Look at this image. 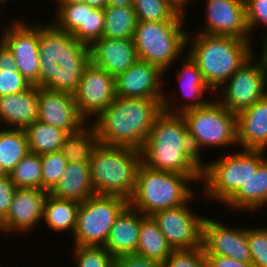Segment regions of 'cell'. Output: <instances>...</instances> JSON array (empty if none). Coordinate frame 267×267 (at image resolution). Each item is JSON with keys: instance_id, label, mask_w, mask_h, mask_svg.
I'll use <instances>...</instances> for the list:
<instances>
[{"instance_id": "obj_15", "label": "cell", "mask_w": 267, "mask_h": 267, "mask_svg": "<svg viewBox=\"0 0 267 267\" xmlns=\"http://www.w3.org/2000/svg\"><path fill=\"white\" fill-rule=\"evenodd\" d=\"M204 12L206 25L203 24L204 28L197 33L253 39L247 25L244 0H206Z\"/></svg>"}, {"instance_id": "obj_12", "label": "cell", "mask_w": 267, "mask_h": 267, "mask_svg": "<svg viewBox=\"0 0 267 267\" xmlns=\"http://www.w3.org/2000/svg\"><path fill=\"white\" fill-rule=\"evenodd\" d=\"M157 211L151 215L173 250L202 246V224L205 216L193 212L189 202Z\"/></svg>"}, {"instance_id": "obj_24", "label": "cell", "mask_w": 267, "mask_h": 267, "mask_svg": "<svg viewBox=\"0 0 267 267\" xmlns=\"http://www.w3.org/2000/svg\"><path fill=\"white\" fill-rule=\"evenodd\" d=\"M144 217L145 215L130 205L120 213L104 245L114 258L136 253L141 220Z\"/></svg>"}, {"instance_id": "obj_47", "label": "cell", "mask_w": 267, "mask_h": 267, "mask_svg": "<svg viewBox=\"0 0 267 267\" xmlns=\"http://www.w3.org/2000/svg\"><path fill=\"white\" fill-rule=\"evenodd\" d=\"M264 36L262 38L263 41V47H262V53L261 56H259V58L257 59L260 64L265 68V70L267 71V31L263 32Z\"/></svg>"}, {"instance_id": "obj_36", "label": "cell", "mask_w": 267, "mask_h": 267, "mask_svg": "<svg viewBox=\"0 0 267 267\" xmlns=\"http://www.w3.org/2000/svg\"><path fill=\"white\" fill-rule=\"evenodd\" d=\"M57 12L52 23L67 33L72 34L77 28H85L86 3L57 4Z\"/></svg>"}, {"instance_id": "obj_21", "label": "cell", "mask_w": 267, "mask_h": 267, "mask_svg": "<svg viewBox=\"0 0 267 267\" xmlns=\"http://www.w3.org/2000/svg\"><path fill=\"white\" fill-rule=\"evenodd\" d=\"M89 51L90 63L113 77L125 72L138 60L133 38L101 37L89 46Z\"/></svg>"}, {"instance_id": "obj_40", "label": "cell", "mask_w": 267, "mask_h": 267, "mask_svg": "<svg viewBox=\"0 0 267 267\" xmlns=\"http://www.w3.org/2000/svg\"><path fill=\"white\" fill-rule=\"evenodd\" d=\"M162 267H207L203 246L192 249L172 250Z\"/></svg>"}, {"instance_id": "obj_50", "label": "cell", "mask_w": 267, "mask_h": 267, "mask_svg": "<svg viewBox=\"0 0 267 267\" xmlns=\"http://www.w3.org/2000/svg\"><path fill=\"white\" fill-rule=\"evenodd\" d=\"M56 4H73V3H83L84 0H54Z\"/></svg>"}, {"instance_id": "obj_8", "label": "cell", "mask_w": 267, "mask_h": 267, "mask_svg": "<svg viewBox=\"0 0 267 267\" xmlns=\"http://www.w3.org/2000/svg\"><path fill=\"white\" fill-rule=\"evenodd\" d=\"M184 21H138L133 40L138 60L158 66L164 73L185 53L188 33Z\"/></svg>"}, {"instance_id": "obj_51", "label": "cell", "mask_w": 267, "mask_h": 267, "mask_svg": "<svg viewBox=\"0 0 267 267\" xmlns=\"http://www.w3.org/2000/svg\"><path fill=\"white\" fill-rule=\"evenodd\" d=\"M3 27V29H0V30H2V32H1V34H0V46L2 45V43H4V40H3V35H4V28L6 27V25L5 26H2Z\"/></svg>"}, {"instance_id": "obj_23", "label": "cell", "mask_w": 267, "mask_h": 267, "mask_svg": "<svg viewBox=\"0 0 267 267\" xmlns=\"http://www.w3.org/2000/svg\"><path fill=\"white\" fill-rule=\"evenodd\" d=\"M37 118V86L32 85L24 92L0 97V124H4L1 127L25 129Z\"/></svg>"}, {"instance_id": "obj_44", "label": "cell", "mask_w": 267, "mask_h": 267, "mask_svg": "<svg viewBox=\"0 0 267 267\" xmlns=\"http://www.w3.org/2000/svg\"><path fill=\"white\" fill-rule=\"evenodd\" d=\"M115 267H162V265L150 258L131 253L116 257Z\"/></svg>"}, {"instance_id": "obj_32", "label": "cell", "mask_w": 267, "mask_h": 267, "mask_svg": "<svg viewBox=\"0 0 267 267\" xmlns=\"http://www.w3.org/2000/svg\"><path fill=\"white\" fill-rule=\"evenodd\" d=\"M102 37L110 39L133 38L137 25L133 6H111L104 8Z\"/></svg>"}, {"instance_id": "obj_5", "label": "cell", "mask_w": 267, "mask_h": 267, "mask_svg": "<svg viewBox=\"0 0 267 267\" xmlns=\"http://www.w3.org/2000/svg\"><path fill=\"white\" fill-rule=\"evenodd\" d=\"M142 164L141 151L99 144L90 158L91 183L95 194L130 199Z\"/></svg>"}, {"instance_id": "obj_2", "label": "cell", "mask_w": 267, "mask_h": 267, "mask_svg": "<svg viewBox=\"0 0 267 267\" xmlns=\"http://www.w3.org/2000/svg\"><path fill=\"white\" fill-rule=\"evenodd\" d=\"M39 56V87L72 94L90 63L89 45L52 22L39 24Z\"/></svg>"}, {"instance_id": "obj_11", "label": "cell", "mask_w": 267, "mask_h": 267, "mask_svg": "<svg viewBox=\"0 0 267 267\" xmlns=\"http://www.w3.org/2000/svg\"><path fill=\"white\" fill-rule=\"evenodd\" d=\"M254 55L246 61L218 89L220 99H216L235 114L251 107L267 95V71ZM227 83V84H226Z\"/></svg>"}, {"instance_id": "obj_26", "label": "cell", "mask_w": 267, "mask_h": 267, "mask_svg": "<svg viewBox=\"0 0 267 267\" xmlns=\"http://www.w3.org/2000/svg\"><path fill=\"white\" fill-rule=\"evenodd\" d=\"M225 206L235 212L241 210L250 213L267 207V159Z\"/></svg>"}, {"instance_id": "obj_38", "label": "cell", "mask_w": 267, "mask_h": 267, "mask_svg": "<svg viewBox=\"0 0 267 267\" xmlns=\"http://www.w3.org/2000/svg\"><path fill=\"white\" fill-rule=\"evenodd\" d=\"M104 22V9L94 8L86 3L85 28H77L72 35L77 41L90 46L102 37Z\"/></svg>"}, {"instance_id": "obj_29", "label": "cell", "mask_w": 267, "mask_h": 267, "mask_svg": "<svg viewBox=\"0 0 267 267\" xmlns=\"http://www.w3.org/2000/svg\"><path fill=\"white\" fill-rule=\"evenodd\" d=\"M99 144L94 126L87 123L79 131L67 134L60 152L67 162L90 163V158Z\"/></svg>"}, {"instance_id": "obj_10", "label": "cell", "mask_w": 267, "mask_h": 267, "mask_svg": "<svg viewBox=\"0 0 267 267\" xmlns=\"http://www.w3.org/2000/svg\"><path fill=\"white\" fill-rule=\"evenodd\" d=\"M128 205L126 198L97 194L81 202L73 245L104 247L111 227Z\"/></svg>"}, {"instance_id": "obj_20", "label": "cell", "mask_w": 267, "mask_h": 267, "mask_svg": "<svg viewBox=\"0 0 267 267\" xmlns=\"http://www.w3.org/2000/svg\"><path fill=\"white\" fill-rule=\"evenodd\" d=\"M184 59H182V68L180 70H176V79L178 80V83L180 84V92L182 93V96L186 99L183 101V104L177 102L173 104V102L170 100L169 96L171 94L164 93L162 105H163V111L170 113V114H181L189 109L193 108H199L207 105L210 100L204 99V94L207 95L206 92H212L213 90L206 84V82L203 79L202 73L198 68L197 63L190 57L188 53L184 55ZM204 99V100H203ZM178 106V107H177Z\"/></svg>"}, {"instance_id": "obj_41", "label": "cell", "mask_w": 267, "mask_h": 267, "mask_svg": "<svg viewBox=\"0 0 267 267\" xmlns=\"http://www.w3.org/2000/svg\"><path fill=\"white\" fill-rule=\"evenodd\" d=\"M247 239L254 267H267V227H248Z\"/></svg>"}, {"instance_id": "obj_27", "label": "cell", "mask_w": 267, "mask_h": 267, "mask_svg": "<svg viewBox=\"0 0 267 267\" xmlns=\"http://www.w3.org/2000/svg\"><path fill=\"white\" fill-rule=\"evenodd\" d=\"M80 203L72 200L59 199L48 194L43 211V220L45 228L51 229V232H62L64 231L71 236L73 235L76 223L77 214Z\"/></svg>"}, {"instance_id": "obj_48", "label": "cell", "mask_w": 267, "mask_h": 267, "mask_svg": "<svg viewBox=\"0 0 267 267\" xmlns=\"http://www.w3.org/2000/svg\"><path fill=\"white\" fill-rule=\"evenodd\" d=\"M84 2L94 8L104 9L107 6V0H84Z\"/></svg>"}, {"instance_id": "obj_49", "label": "cell", "mask_w": 267, "mask_h": 267, "mask_svg": "<svg viewBox=\"0 0 267 267\" xmlns=\"http://www.w3.org/2000/svg\"><path fill=\"white\" fill-rule=\"evenodd\" d=\"M133 0H107V5L111 6H132Z\"/></svg>"}, {"instance_id": "obj_14", "label": "cell", "mask_w": 267, "mask_h": 267, "mask_svg": "<svg viewBox=\"0 0 267 267\" xmlns=\"http://www.w3.org/2000/svg\"><path fill=\"white\" fill-rule=\"evenodd\" d=\"M73 96L80 115L88 122L113 103L116 98L115 77L89 63Z\"/></svg>"}, {"instance_id": "obj_43", "label": "cell", "mask_w": 267, "mask_h": 267, "mask_svg": "<svg viewBox=\"0 0 267 267\" xmlns=\"http://www.w3.org/2000/svg\"><path fill=\"white\" fill-rule=\"evenodd\" d=\"M16 189L9 174H0V221L7 215Z\"/></svg>"}, {"instance_id": "obj_1", "label": "cell", "mask_w": 267, "mask_h": 267, "mask_svg": "<svg viewBox=\"0 0 267 267\" xmlns=\"http://www.w3.org/2000/svg\"><path fill=\"white\" fill-rule=\"evenodd\" d=\"M142 164L153 170L188 175L202 182L203 163L196 156L181 114L163 111L141 148Z\"/></svg>"}, {"instance_id": "obj_30", "label": "cell", "mask_w": 267, "mask_h": 267, "mask_svg": "<svg viewBox=\"0 0 267 267\" xmlns=\"http://www.w3.org/2000/svg\"><path fill=\"white\" fill-rule=\"evenodd\" d=\"M29 152L24 129L0 130V174H10Z\"/></svg>"}, {"instance_id": "obj_46", "label": "cell", "mask_w": 267, "mask_h": 267, "mask_svg": "<svg viewBox=\"0 0 267 267\" xmlns=\"http://www.w3.org/2000/svg\"><path fill=\"white\" fill-rule=\"evenodd\" d=\"M168 4L170 7L176 12L177 15L183 16L186 18V8L187 5L191 2L192 0H167Z\"/></svg>"}, {"instance_id": "obj_18", "label": "cell", "mask_w": 267, "mask_h": 267, "mask_svg": "<svg viewBox=\"0 0 267 267\" xmlns=\"http://www.w3.org/2000/svg\"><path fill=\"white\" fill-rule=\"evenodd\" d=\"M163 75L165 73L158 66L137 60L115 77V94L123 98L163 100Z\"/></svg>"}, {"instance_id": "obj_25", "label": "cell", "mask_w": 267, "mask_h": 267, "mask_svg": "<svg viewBox=\"0 0 267 267\" xmlns=\"http://www.w3.org/2000/svg\"><path fill=\"white\" fill-rule=\"evenodd\" d=\"M49 194L78 203L95 195L91 183L90 163L67 162L63 176Z\"/></svg>"}, {"instance_id": "obj_19", "label": "cell", "mask_w": 267, "mask_h": 267, "mask_svg": "<svg viewBox=\"0 0 267 267\" xmlns=\"http://www.w3.org/2000/svg\"><path fill=\"white\" fill-rule=\"evenodd\" d=\"M37 120L64 130L79 131L88 122L80 115L72 93L51 91L38 87Z\"/></svg>"}, {"instance_id": "obj_16", "label": "cell", "mask_w": 267, "mask_h": 267, "mask_svg": "<svg viewBox=\"0 0 267 267\" xmlns=\"http://www.w3.org/2000/svg\"><path fill=\"white\" fill-rule=\"evenodd\" d=\"M202 246L205 255H221L243 263L252 261L247 228L244 227H229L205 216L202 224Z\"/></svg>"}, {"instance_id": "obj_17", "label": "cell", "mask_w": 267, "mask_h": 267, "mask_svg": "<svg viewBox=\"0 0 267 267\" xmlns=\"http://www.w3.org/2000/svg\"><path fill=\"white\" fill-rule=\"evenodd\" d=\"M48 194V191L38 188H17L7 215L0 221V233L27 234L33 231L40 220H43Z\"/></svg>"}, {"instance_id": "obj_7", "label": "cell", "mask_w": 267, "mask_h": 267, "mask_svg": "<svg viewBox=\"0 0 267 267\" xmlns=\"http://www.w3.org/2000/svg\"><path fill=\"white\" fill-rule=\"evenodd\" d=\"M242 150L203 163L202 196L225 205L267 159L265 150Z\"/></svg>"}, {"instance_id": "obj_52", "label": "cell", "mask_w": 267, "mask_h": 267, "mask_svg": "<svg viewBox=\"0 0 267 267\" xmlns=\"http://www.w3.org/2000/svg\"><path fill=\"white\" fill-rule=\"evenodd\" d=\"M6 2H10V1H9V0H0V6L4 7L3 5H4Z\"/></svg>"}, {"instance_id": "obj_3", "label": "cell", "mask_w": 267, "mask_h": 267, "mask_svg": "<svg viewBox=\"0 0 267 267\" xmlns=\"http://www.w3.org/2000/svg\"><path fill=\"white\" fill-rule=\"evenodd\" d=\"M162 112V100L116 96L113 103L91 123L100 144L141 150Z\"/></svg>"}, {"instance_id": "obj_31", "label": "cell", "mask_w": 267, "mask_h": 267, "mask_svg": "<svg viewBox=\"0 0 267 267\" xmlns=\"http://www.w3.org/2000/svg\"><path fill=\"white\" fill-rule=\"evenodd\" d=\"M24 130L29 151L38 155L60 151L63 140L67 137L64 130L42 123L39 120H36Z\"/></svg>"}, {"instance_id": "obj_37", "label": "cell", "mask_w": 267, "mask_h": 267, "mask_svg": "<svg viewBox=\"0 0 267 267\" xmlns=\"http://www.w3.org/2000/svg\"><path fill=\"white\" fill-rule=\"evenodd\" d=\"M75 267H115V258L102 246L73 245Z\"/></svg>"}, {"instance_id": "obj_13", "label": "cell", "mask_w": 267, "mask_h": 267, "mask_svg": "<svg viewBox=\"0 0 267 267\" xmlns=\"http://www.w3.org/2000/svg\"><path fill=\"white\" fill-rule=\"evenodd\" d=\"M19 20L6 24L3 40L14 55L18 71L39 87V23L30 25Z\"/></svg>"}, {"instance_id": "obj_9", "label": "cell", "mask_w": 267, "mask_h": 267, "mask_svg": "<svg viewBox=\"0 0 267 267\" xmlns=\"http://www.w3.org/2000/svg\"><path fill=\"white\" fill-rule=\"evenodd\" d=\"M181 115L193 150L200 161H203L202 151L207 148L238 147L236 114L217 100H211L203 107L189 109Z\"/></svg>"}, {"instance_id": "obj_45", "label": "cell", "mask_w": 267, "mask_h": 267, "mask_svg": "<svg viewBox=\"0 0 267 267\" xmlns=\"http://www.w3.org/2000/svg\"><path fill=\"white\" fill-rule=\"evenodd\" d=\"M207 267H254L252 262L243 263L221 255H205Z\"/></svg>"}, {"instance_id": "obj_39", "label": "cell", "mask_w": 267, "mask_h": 267, "mask_svg": "<svg viewBox=\"0 0 267 267\" xmlns=\"http://www.w3.org/2000/svg\"><path fill=\"white\" fill-rule=\"evenodd\" d=\"M41 164L42 189L50 192L63 176L67 160L58 151L41 155Z\"/></svg>"}, {"instance_id": "obj_6", "label": "cell", "mask_w": 267, "mask_h": 267, "mask_svg": "<svg viewBox=\"0 0 267 267\" xmlns=\"http://www.w3.org/2000/svg\"><path fill=\"white\" fill-rule=\"evenodd\" d=\"M193 182L188 175L153 170L141 164L129 205L151 216L157 211L186 204L195 196V189L190 187Z\"/></svg>"}, {"instance_id": "obj_22", "label": "cell", "mask_w": 267, "mask_h": 267, "mask_svg": "<svg viewBox=\"0 0 267 267\" xmlns=\"http://www.w3.org/2000/svg\"><path fill=\"white\" fill-rule=\"evenodd\" d=\"M236 127L241 148L267 150V95L236 114Z\"/></svg>"}, {"instance_id": "obj_42", "label": "cell", "mask_w": 267, "mask_h": 267, "mask_svg": "<svg viewBox=\"0 0 267 267\" xmlns=\"http://www.w3.org/2000/svg\"><path fill=\"white\" fill-rule=\"evenodd\" d=\"M250 35L260 25L267 29V0H244ZM259 25V26H258ZM267 31V30H265Z\"/></svg>"}, {"instance_id": "obj_4", "label": "cell", "mask_w": 267, "mask_h": 267, "mask_svg": "<svg viewBox=\"0 0 267 267\" xmlns=\"http://www.w3.org/2000/svg\"><path fill=\"white\" fill-rule=\"evenodd\" d=\"M196 35L192 37L188 32L187 46L190 47L186 51L197 63L206 84L216 93L254 55L255 49L251 47V40L197 32Z\"/></svg>"}, {"instance_id": "obj_34", "label": "cell", "mask_w": 267, "mask_h": 267, "mask_svg": "<svg viewBox=\"0 0 267 267\" xmlns=\"http://www.w3.org/2000/svg\"><path fill=\"white\" fill-rule=\"evenodd\" d=\"M9 175L17 188L42 189L41 155L29 152Z\"/></svg>"}, {"instance_id": "obj_35", "label": "cell", "mask_w": 267, "mask_h": 267, "mask_svg": "<svg viewBox=\"0 0 267 267\" xmlns=\"http://www.w3.org/2000/svg\"><path fill=\"white\" fill-rule=\"evenodd\" d=\"M132 6L136 13L137 21L159 22L186 20L185 17L176 14L167 0H133Z\"/></svg>"}, {"instance_id": "obj_28", "label": "cell", "mask_w": 267, "mask_h": 267, "mask_svg": "<svg viewBox=\"0 0 267 267\" xmlns=\"http://www.w3.org/2000/svg\"><path fill=\"white\" fill-rule=\"evenodd\" d=\"M172 250L154 219L151 216H145L141 220L136 254L155 260L162 265Z\"/></svg>"}, {"instance_id": "obj_33", "label": "cell", "mask_w": 267, "mask_h": 267, "mask_svg": "<svg viewBox=\"0 0 267 267\" xmlns=\"http://www.w3.org/2000/svg\"><path fill=\"white\" fill-rule=\"evenodd\" d=\"M32 84L18 71L12 51L5 43L0 46V97L24 92Z\"/></svg>"}]
</instances>
